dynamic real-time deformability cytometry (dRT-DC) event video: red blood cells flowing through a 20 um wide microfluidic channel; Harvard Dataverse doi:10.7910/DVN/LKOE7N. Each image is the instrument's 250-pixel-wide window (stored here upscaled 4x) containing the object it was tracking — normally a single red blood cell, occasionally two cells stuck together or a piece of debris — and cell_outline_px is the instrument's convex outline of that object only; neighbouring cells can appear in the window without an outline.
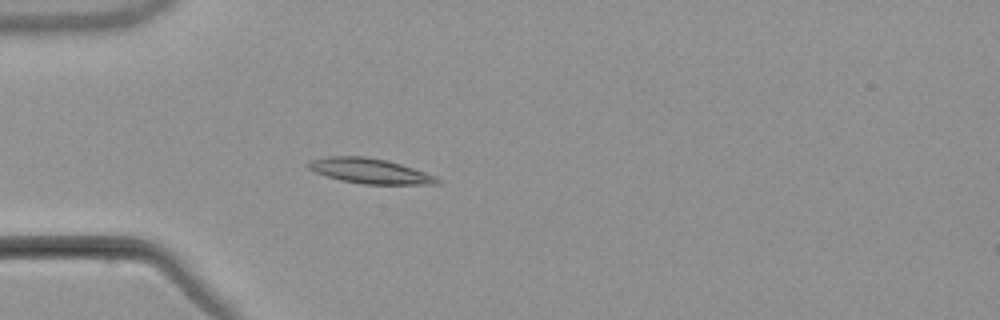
{"species": "common noctule bat (a hibernating species)", "species_latin": "Nyctalus noctula", "temperature_condition": "warm", "stored_images_in_passage": 5, "camera_frame_rate_fps": 3000, "um_per_image_px": 0.085, "animal": {"sex": "male", "body_mass_g": 21.5, "forearm_length_mm": 52.0}, "frame": {"image": 1, "passage_image": 5, "time_ms": 5.0, "image_size_px": [1000, 320], "cell_outline_px": [[440, 184], [364, 184], [340, 180], [316, 172], [308, 168], [304, 164], [312, 160], [328, 156], [364, 156], [388, 160], [436, 176], [440, 180]], "centroid_in_image_um": [31.42, 14.53], "position_along_channel_um": 53.6, "area_um2": 18.73}}